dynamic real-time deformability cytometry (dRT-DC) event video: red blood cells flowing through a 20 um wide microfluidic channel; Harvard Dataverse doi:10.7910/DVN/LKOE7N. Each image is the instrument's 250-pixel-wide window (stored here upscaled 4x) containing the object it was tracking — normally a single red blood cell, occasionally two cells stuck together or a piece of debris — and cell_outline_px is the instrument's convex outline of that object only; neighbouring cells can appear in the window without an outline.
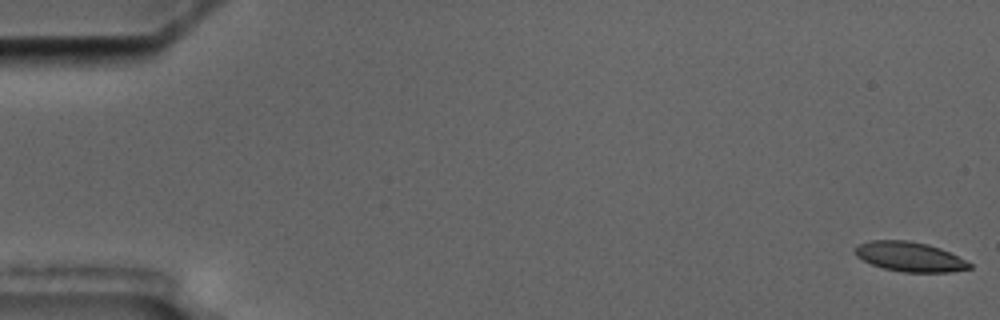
{"species": "common noctule bat (a hibernating species)", "species_latin": "Nyctalus noctula", "temperature_condition": "cold", "stored_images_in_passage": 5, "camera_frame_rate_fps": 3000, "um_per_image_px": 0.085, "animal": {"sex": "male", "body_mass_g": 17.5, "forearm_length_mm": 52.3}, "frame": {"image": 1, "passage_image": 1, "time_ms": 0.0, "image_size_px": [1000, 320], "cell_outline_px": [[972, 268], [952, 272], [904, 272], [884, 268], [872, 264], [856, 256], [856, 248], [860, 244], [868, 240], [908, 240], [928, 244], [940, 248], [972, 264]], "centroid_in_image_um": [77.34, 21.82], "position_along_channel_um": 7.7, "area_um2": 19.54}}
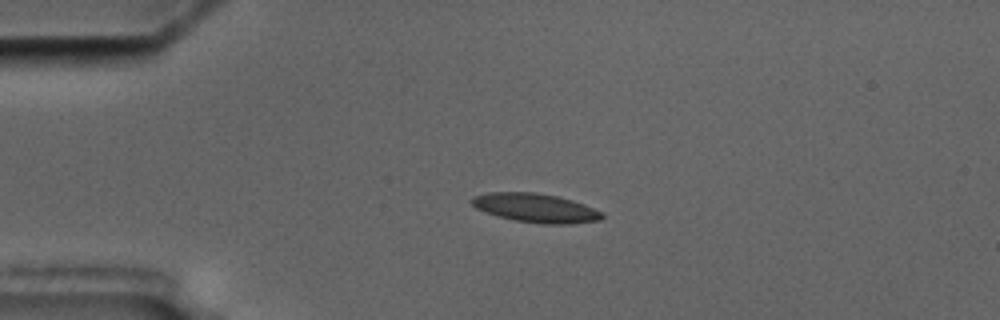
{"frame": {"image": 2, "passage_image": 4, "time_ms": 4.333, "image_size_px": [1000, 320], "cell_outline_px": [[604, 216], [600, 220], [568, 224], [544, 224], [516, 220], [496, 216], [476, 208], [472, 204], [472, 196], [488, 192], [536, 192], [556, 196], [572, 200], [584, 204], [604, 212]], "centroid_in_image_um": [45.54, 17.67], "position_along_channel_um": 39.5, "area_um2": 21.96}}